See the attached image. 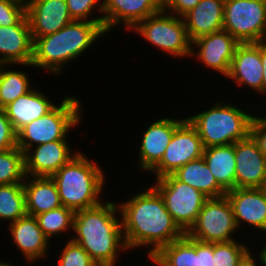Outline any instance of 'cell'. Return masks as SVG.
I'll use <instances>...</instances> for the list:
<instances>
[{"mask_svg":"<svg viewBox=\"0 0 266 266\" xmlns=\"http://www.w3.org/2000/svg\"><path fill=\"white\" fill-rule=\"evenodd\" d=\"M149 187L117 203L127 249L151 247L147 251L148 258L184 234L167 211L159 192L152 185Z\"/></svg>","mask_w":266,"mask_h":266,"instance_id":"obj_1","label":"cell"},{"mask_svg":"<svg viewBox=\"0 0 266 266\" xmlns=\"http://www.w3.org/2000/svg\"><path fill=\"white\" fill-rule=\"evenodd\" d=\"M119 215L118 204L112 201L77 211L73 224L76 235L69 239L79 244L96 264L115 266L119 252H128Z\"/></svg>","mask_w":266,"mask_h":266,"instance_id":"obj_2","label":"cell"},{"mask_svg":"<svg viewBox=\"0 0 266 266\" xmlns=\"http://www.w3.org/2000/svg\"><path fill=\"white\" fill-rule=\"evenodd\" d=\"M51 178L57 186L62 206L74 212L95 207L103 201L100 197L106 184L105 172L82 151Z\"/></svg>","mask_w":266,"mask_h":266,"instance_id":"obj_3","label":"cell"},{"mask_svg":"<svg viewBox=\"0 0 266 266\" xmlns=\"http://www.w3.org/2000/svg\"><path fill=\"white\" fill-rule=\"evenodd\" d=\"M222 100L201 113L186 117L196 129L204 148L234 144L250 135L254 114Z\"/></svg>","mask_w":266,"mask_h":266,"instance_id":"obj_4","label":"cell"},{"mask_svg":"<svg viewBox=\"0 0 266 266\" xmlns=\"http://www.w3.org/2000/svg\"><path fill=\"white\" fill-rule=\"evenodd\" d=\"M52 111L28 123L17 133V147L24 153L36 145L58 140H68V132L83 123L82 102L66 95Z\"/></svg>","mask_w":266,"mask_h":266,"instance_id":"obj_5","label":"cell"},{"mask_svg":"<svg viewBox=\"0 0 266 266\" xmlns=\"http://www.w3.org/2000/svg\"><path fill=\"white\" fill-rule=\"evenodd\" d=\"M145 40L173 60L191 56L192 42L182 17L161 10L139 22L133 29Z\"/></svg>","mask_w":266,"mask_h":266,"instance_id":"obj_6","label":"cell"},{"mask_svg":"<svg viewBox=\"0 0 266 266\" xmlns=\"http://www.w3.org/2000/svg\"><path fill=\"white\" fill-rule=\"evenodd\" d=\"M152 185L164 200L167 211L179 228L187 233L208 199L202 192L179 181L173 174L154 179Z\"/></svg>","mask_w":266,"mask_h":266,"instance_id":"obj_7","label":"cell"},{"mask_svg":"<svg viewBox=\"0 0 266 266\" xmlns=\"http://www.w3.org/2000/svg\"><path fill=\"white\" fill-rule=\"evenodd\" d=\"M223 29L239 43L266 41V0H225Z\"/></svg>","mask_w":266,"mask_h":266,"instance_id":"obj_8","label":"cell"},{"mask_svg":"<svg viewBox=\"0 0 266 266\" xmlns=\"http://www.w3.org/2000/svg\"><path fill=\"white\" fill-rule=\"evenodd\" d=\"M238 230L232 206L227 196L208 198L187 234L194 240L206 243L235 240ZM234 237V238H233Z\"/></svg>","mask_w":266,"mask_h":266,"instance_id":"obj_9","label":"cell"},{"mask_svg":"<svg viewBox=\"0 0 266 266\" xmlns=\"http://www.w3.org/2000/svg\"><path fill=\"white\" fill-rule=\"evenodd\" d=\"M204 146L196 129L186 119L174 132L161 161L150 171L155 179L173 174L203 156Z\"/></svg>","mask_w":266,"mask_h":266,"instance_id":"obj_10","label":"cell"},{"mask_svg":"<svg viewBox=\"0 0 266 266\" xmlns=\"http://www.w3.org/2000/svg\"><path fill=\"white\" fill-rule=\"evenodd\" d=\"M239 44L229 32L223 29L192 41L191 57L197 58L205 68H212L216 73L227 77Z\"/></svg>","mask_w":266,"mask_h":266,"instance_id":"obj_11","label":"cell"},{"mask_svg":"<svg viewBox=\"0 0 266 266\" xmlns=\"http://www.w3.org/2000/svg\"><path fill=\"white\" fill-rule=\"evenodd\" d=\"M164 0H103V29L123 25L130 31L141 21L163 10Z\"/></svg>","mask_w":266,"mask_h":266,"instance_id":"obj_12","label":"cell"},{"mask_svg":"<svg viewBox=\"0 0 266 266\" xmlns=\"http://www.w3.org/2000/svg\"><path fill=\"white\" fill-rule=\"evenodd\" d=\"M25 2L33 41L55 33L74 21L69 14L66 0H25Z\"/></svg>","mask_w":266,"mask_h":266,"instance_id":"obj_13","label":"cell"},{"mask_svg":"<svg viewBox=\"0 0 266 266\" xmlns=\"http://www.w3.org/2000/svg\"><path fill=\"white\" fill-rule=\"evenodd\" d=\"M186 120L163 118L157 119L144 130L139 147L138 164L144 172H150L162 159L175 130ZM149 126V127H148Z\"/></svg>","mask_w":266,"mask_h":266,"instance_id":"obj_14","label":"cell"},{"mask_svg":"<svg viewBox=\"0 0 266 266\" xmlns=\"http://www.w3.org/2000/svg\"><path fill=\"white\" fill-rule=\"evenodd\" d=\"M78 151H71L68 140H58L36 145L24 153L26 176L51 177L67 164Z\"/></svg>","mask_w":266,"mask_h":266,"instance_id":"obj_15","label":"cell"},{"mask_svg":"<svg viewBox=\"0 0 266 266\" xmlns=\"http://www.w3.org/2000/svg\"><path fill=\"white\" fill-rule=\"evenodd\" d=\"M235 188H260L266 181V158L251 135L235 142Z\"/></svg>","mask_w":266,"mask_h":266,"instance_id":"obj_16","label":"cell"},{"mask_svg":"<svg viewBox=\"0 0 266 266\" xmlns=\"http://www.w3.org/2000/svg\"><path fill=\"white\" fill-rule=\"evenodd\" d=\"M33 45L26 15L16 25L0 26V64L33 67Z\"/></svg>","mask_w":266,"mask_h":266,"instance_id":"obj_17","label":"cell"},{"mask_svg":"<svg viewBox=\"0 0 266 266\" xmlns=\"http://www.w3.org/2000/svg\"><path fill=\"white\" fill-rule=\"evenodd\" d=\"M225 195L232 206L238 229L250 225L251 229L254 227L266 233V197L260 188H235Z\"/></svg>","mask_w":266,"mask_h":266,"instance_id":"obj_18","label":"cell"},{"mask_svg":"<svg viewBox=\"0 0 266 266\" xmlns=\"http://www.w3.org/2000/svg\"><path fill=\"white\" fill-rule=\"evenodd\" d=\"M263 65L261 63V42L240 43L232 58L229 74L236 85L248 86L262 95Z\"/></svg>","mask_w":266,"mask_h":266,"instance_id":"obj_19","label":"cell"},{"mask_svg":"<svg viewBox=\"0 0 266 266\" xmlns=\"http://www.w3.org/2000/svg\"><path fill=\"white\" fill-rule=\"evenodd\" d=\"M8 226L13 245L21 251L27 263L35 264L40 258L47 257L50 241L39 228L35 217L26 215Z\"/></svg>","mask_w":266,"mask_h":266,"instance_id":"obj_20","label":"cell"},{"mask_svg":"<svg viewBox=\"0 0 266 266\" xmlns=\"http://www.w3.org/2000/svg\"><path fill=\"white\" fill-rule=\"evenodd\" d=\"M225 0H200L182 18L190 41L223 30Z\"/></svg>","mask_w":266,"mask_h":266,"instance_id":"obj_21","label":"cell"},{"mask_svg":"<svg viewBox=\"0 0 266 266\" xmlns=\"http://www.w3.org/2000/svg\"><path fill=\"white\" fill-rule=\"evenodd\" d=\"M40 91L38 88H32L28 93L4 107L6 116L16 133L28 123L45 116L57 106L44 92Z\"/></svg>","mask_w":266,"mask_h":266,"instance_id":"obj_22","label":"cell"},{"mask_svg":"<svg viewBox=\"0 0 266 266\" xmlns=\"http://www.w3.org/2000/svg\"><path fill=\"white\" fill-rule=\"evenodd\" d=\"M23 187L29 216L35 217L62 206L57 186L51 177L26 176Z\"/></svg>","mask_w":266,"mask_h":266,"instance_id":"obj_23","label":"cell"},{"mask_svg":"<svg viewBox=\"0 0 266 266\" xmlns=\"http://www.w3.org/2000/svg\"><path fill=\"white\" fill-rule=\"evenodd\" d=\"M33 67L59 75L65 66L64 27L59 31L36 38L33 45Z\"/></svg>","mask_w":266,"mask_h":266,"instance_id":"obj_24","label":"cell"},{"mask_svg":"<svg viewBox=\"0 0 266 266\" xmlns=\"http://www.w3.org/2000/svg\"><path fill=\"white\" fill-rule=\"evenodd\" d=\"M105 33L97 22L74 20L66 25L64 27L65 66L82 56L99 37L106 35Z\"/></svg>","mask_w":266,"mask_h":266,"instance_id":"obj_25","label":"cell"},{"mask_svg":"<svg viewBox=\"0 0 266 266\" xmlns=\"http://www.w3.org/2000/svg\"><path fill=\"white\" fill-rule=\"evenodd\" d=\"M202 157L217 183L226 192L235 189V143L206 147Z\"/></svg>","mask_w":266,"mask_h":266,"instance_id":"obj_26","label":"cell"},{"mask_svg":"<svg viewBox=\"0 0 266 266\" xmlns=\"http://www.w3.org/2000/svg\"><path fill=\"white\" fill-rule=\"evenodd\" d=\"M173 175L181 182L202 192L208 198L225 196L226 191L217 183L203 157L180 167Z\"/></svg>","mask_w":266,"mask_h":266,"instance_id":"obj_27","label":"cell"},{"mask_svg":"<svg viewBox=\"0 0 266 266\" xmlns=\"http://www.w3.org/2000/svg\"><path fill=\"white\" fill-rule=\"evenodd\" d=\"M149 259L155 266H198L196 240L184 233L172 243L161 247Z\"/></svg>","mask_w":266,"mask_h":266,"instance_id":"obj_28","label":"cell"},{"mask_svg":"<svg viewBox=\"0 0 266 266\" xmlns=\"http://www.w3.org/2000/svg\"><path fill=\"white\" fill-rule=\"evenodd\" d=\"M5 66L9 64H0V108H4L32 89L26 72L13 68L7 70Z\"/></svg>","mask_w":266,"mask_h":266,"instance_id":"obj_29","label":"cell"},{"mask_svg":"<svg viewBox=\"0 0 266 266\" xmlns=\"http://www.w3.org/2000/svg\"><path fill=\"white\" fill-rule=\"evenodd\" d=\"M26 215L23 183L0 185V221L10 224Z\"/></svg>","mask_w":266,"mask_h":266,"instance_id":"obj_30","label":"cell"},{"mask_svg":"<svg viewBox=\"0 0 266 266\" xmlns=\"http://www.w3.org/2000/svg\"><path fill=\"white\" fill-rule=\"evenodd\" d=\"M75 212L64 206L52 209L48 212L41 213L35 218L37 219L39 228L45 236L51 241L53 236L60 237L62 232L69 233V229L73 230Z\"/></svg>","mask_w":266,"mask_h":266,"instance_id":"obj_31","label":"cell"},{"mask_svg":"<svg viewBox=\"0 0 266 266\" xmlns=\"http://www.w3.org/2000/svg\"><path fill=\"white\" fill-rule=\"evenodd\" d=\"M25 177L24 152L18 147L0 151V185L23 183Z\"/></svg>","mask_w":266,"mask_h":266,"instance_id":"obj_32","label":"cell"},{"mask_svg":"<svg viewBox=\"0 0 266 266\" xmlns=\"http://www.w3.org/2000/svg\"><path fill=\"white\" fill-rule=\"evenodd\" d=\"M249 251L250 248L245 243L236 239L213 243L214 266H237Z\"/></svg>","mask_w":266,"mask_h":266,"instance_id":"obj_33","label":"cell"},{"mask_svg":"<svg viewBox=\"0 0 266 266\" xmlns=\"http://www.w3.org/2000/svg\"><path fill=\"white\" fill-rule=\"evenodd\" d=\"M66 3L73 20L97 22L103 28V0H66ZM96 10L101 16L95 18L91 15Z\"/></svg>","mask_w":266,"mask_h":266,"instance_id":"obj_34","label":"cell"},{"mask_svg":"<svg viewBox=\"0 0 266 266\" xmlns=\"http://www.w3.org/2000/svg\"><path fill=\"white\" fill-rule=\"evenodd\" d=\"M66 241L57 266H94L96 264L79 244L71 239Z\"/></svg>","mask_w":266,"mask_h":266,"instance_id":"obj_35","label":"cell"},{"mask_svg":"<svg viewBox=\"0 0 266 266\" xmlns=\"http://www.w3.org/2000/svg\"><path fill=\"white\" fill-rule=\"evenodd\" d=\"M25 15V0H0V26L16 25Z\"/></svg>","mask_w":266,"mask_h":266,"instance_id":"obj_36","label":"cell"},{"mask_svg":"<svg viewBox=\"0 0 266 266\" xmlns=\"http://www.w3.org/2000/svg\"><path fill=\"white\" fill-rule=\"evenodd\" d=\"M17 147V133L7 118L4 108H0V151Z\"/></svg>","mask_w":266,"mask_h":266,"instance_id":"obj_37","label":"cell"},{"mask_svg":"<svg viewBox=\"0 0 266 266\" xmlns=\"http://www.w3.org/2000/svg\"><path fill=\"white\" fill-rule=\"evenodd\" d=\"M250 135L257 142L259 150L266 158V117L253 116Z\"/></svg>","mask_w":266,"mask_h":266,"instance_id":"obj_38","label":"cell"},{"mask_svg":"<svg viewBox=\"0 0 266 266\" xmlns=\"http://www.w3.org/2000/svg\"><path fill=\"white\" fill-rule=\"evenodd\" d=\"M200 0H164L163 9L178 17H183L193 9Z\"/></svg>","mask_w":266,"mask_h":266,"instance_id":"obj_39","label":"cell"},{"mask_svg":"<svg viewBox=\"0 0 266 266\" xmlns=\"http://www.w3.org/2000/svg\"><path fill=\"white\" fill-rule=\"evenodd\" d=\"M196 254L198 257V266H214L213 243L196 240Z\"/></svg>","mask_w":266,"mask_h":266,"instance_id":"obj_40","label":"cell"},{"mask_svg":"<svg viewBox=\"0 0 266 266\" xmlns=\"http://www.w3.org/2000/svg\"><path fill=\"white\" fill-rule=\"evenodd\" d=\"M253 252L250 250L243 258L242 260L238 263L237 266H259L258 265V260L261 263V265L265 266V262L263 259V255L261 252L258 254V258L256 261V258L252 254Z\"/></svg>","mask_w":266,"mask_h":266,"instance_id":"obj_41","label":"cell"},{"mask_svg":"<svg viewBox=\"0 0 266 266\" xmlns=\"http://www.w3.org/2000/svg\"><path fill=\"white\" fill-rule=\"evenodd\" d=\"M261 63L263 65L262 96L261 97H263V95L266 94V41L261 42Z\"/></svg>","mask_w":266,"mask_h":266,"instance_id":"obj_42","label":"cell"},{"mask_svg":"<svg viewBox=\"0 0 266 266\" xmlns=\"http://www.w3.org/2000/svg\"><path fill=\"white\" fill-rule=\"evenodd\" d=\"M0 266H14V264H11L9 261L8 262H5V261H1L0 260Z\"/></svg>","mask_w":266,"mask_h":266,"instance_id":"obj_43","label":"cell"},{"mask_svg":"<svg viewBox=\"0 0 266 266\" xmlns=\"http://www.w3.org/2000/svg\"><path fill=\"white\" fill-rule=\"evenodd\" d=\"M260 189L263 191L265 197H266V181L262 184V186L260 187Z\"/></svg>","mask_w":266,"mask_h":266,"instance_id":"obj_44","label":"cell"},{"mask_svg":"<svg viewBox=\"0 0 266 266\" xmlns=\"http://www.w3.org/2000/svg\"><path fill=\"white\" fill-rule=\"evenodd\" d=\"M94 266H112V265H109V264H95Z\"/></svg>","mask_w":266,"mask_h":266,"instance_id":"obj_45","label":"cell"}]
</instances>
